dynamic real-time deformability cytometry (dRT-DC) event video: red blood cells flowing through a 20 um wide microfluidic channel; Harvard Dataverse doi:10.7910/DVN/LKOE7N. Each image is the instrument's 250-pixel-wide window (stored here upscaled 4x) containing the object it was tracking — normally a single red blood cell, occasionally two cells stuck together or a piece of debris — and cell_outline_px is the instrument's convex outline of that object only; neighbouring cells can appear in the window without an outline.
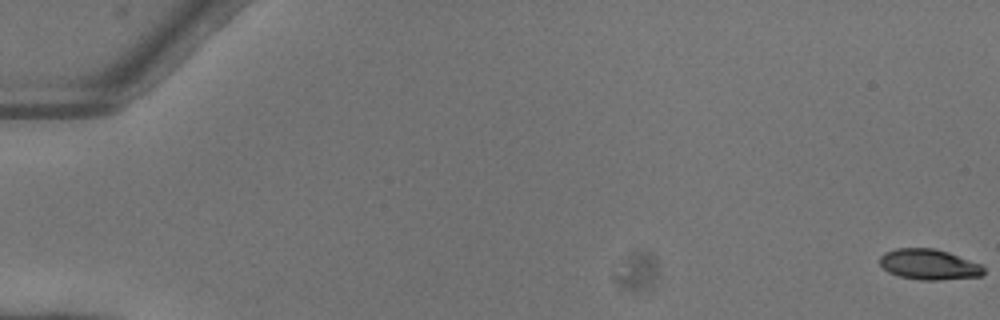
{"species": "common noctule bat (a hibernating species)", "species_latin": "Nyctalus noctula", "temperature_condition": "warm", "stored_images_in_passage": 21, "camera_frame_rate_fps": 3000, "um_per_image_px": 0.085, "animal": {"sex": "female"}, "frame": {"image": 1, "passage_image": 1, "time_ms": 0.0, "image_size_px": [1000, 320], "cell_outline_px": [[984, 272], [980, 276], [936, 280], [920, 280], [900, 276], [888, 272], [880, 264], [880, 256], [884, 252], [896, 248], [936, 248], [948, 252], [980, 264], [984, 268]], "centroid_in_image_um": [78.93, 22.47], "position_along_channel_um": 6.1, "area_um2": 18.38}}
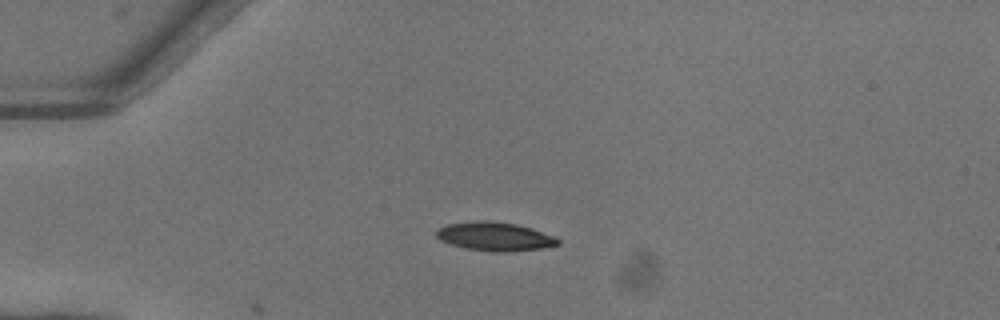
{"frame": {"image": 2, "passage_image": 15, "time_ms": 4.667, "image_size_px": [1000, 320], "cell_outline_px": [[560, 244], [544, 248], [504, 252], [492, 252], [464, 248], [440, 240], [436, 236], [436, 228], [448, 224], [476, 220], [488, 220], [516, 224], [556, 236], [560, 240]], "centroid_in_image_um": [42.05, 20.1], "position_along_channel_um": 42.9, "area_um2": 20.46}}
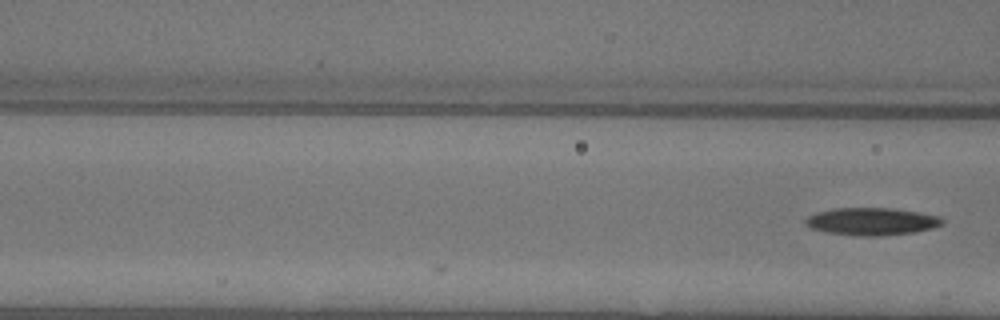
{"frame": {"image": 3, "passage_image": 21, "time_ms": 6.667, "image_size_px": [1000, 320], "cell_outline_px": [[944, 224], [932, 228], [912, 232], [880, 236], [860, 236], [828, 232], [812, 228], [804, 224], [804, 220], [808, 216], [816, 212], [836, 208], [892, 208], [920, 212], [940, 216], [944, 220]], "centroid_in_image_um": [74.11, 18.81], "position_along_channel_um": 92.5, "area_um2": 21.91}}